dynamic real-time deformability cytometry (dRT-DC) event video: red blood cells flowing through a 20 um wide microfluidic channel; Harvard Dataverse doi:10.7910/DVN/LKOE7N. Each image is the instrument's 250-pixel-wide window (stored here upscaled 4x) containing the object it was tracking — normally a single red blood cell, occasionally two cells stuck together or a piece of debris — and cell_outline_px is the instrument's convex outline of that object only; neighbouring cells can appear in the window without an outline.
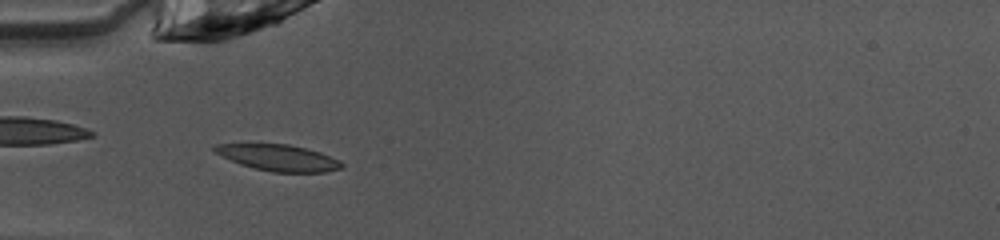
{"species": "common noctule bat (a hibernating species)", "species_latin": "Nyctalus noctula", "temperature_condition": "warm", "stored_images_in_passage": 36, "camera_frame_rate_fps": 3000, "um_per_image_px": 0.085, "animal": {"sex": "female", "body_mass_g": 10.0, "forearm_length_mm": 53.1}, "frame": {"image": 1, "passage_image": 2, "time_ms": 0.333, "image_size_px": [1000, 240], "cell_outline_px": [[344, 164], [340, 168], [324, 172], [272, 172], [240, 164], [216, 152], [212, 148], [216, 144], [288, 144], [320, 152], [340, 160]], "centroid_in_image_um": [23.7, 13.4], "position_along_channel_um": 61.3, "area_um2": 19.07}}
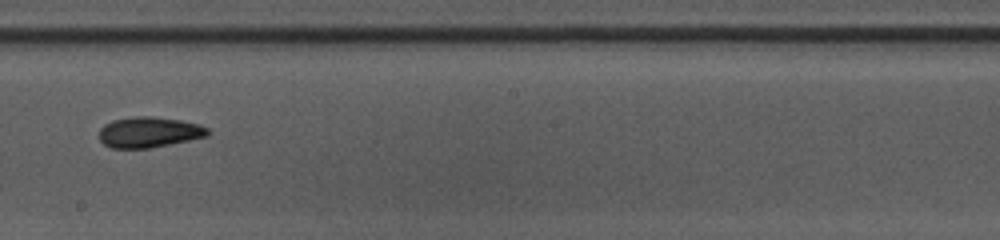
{"frame": {"image": 2, "passage_image": 15, "time_ms": 4.667, "image_size_px": [1000, 240], "cell_outline_px": [[208, 136], [152, 148], [112, 148], [104, 144], [100, 140], [100, 128], [104, 124], [112, 120], [136, 116], [152, 116], [180, 120], [200, 124], [208, 128]], "centroid_in_image_um": [12.67, 11.23], "position_along_channel_um": 235.5, "area_um2": 19.42}}
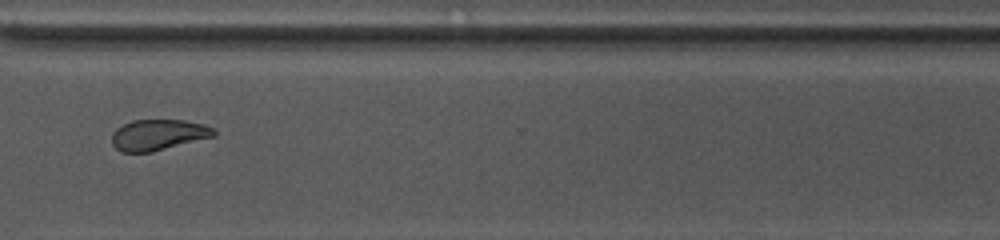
{"frame": {"image": 3, "passage_image": 24, "time_ms": 7.667, "image_size_px": [1000, 240], "cell_outline_px": [[216, 136], [152, 152], [120, 152], [112, 144], [112, 132], [116, 128], [132, 120], [184, 120], [204, 124], [212, 128], [216, 132]], "centroid_in_image_um": [13.45, 11.46], "position_along_channel_um": 357.2, "area_um2": 18.44}, "authors_computed_cell_mechanics": {"area_um2": 19.7098, "velocity_mm_per_s": 4.0632, "shape_relaxation_time_tau1_ms": 4.3856, "shape_relaxation_time_tau2_ms": 3.1403, "deformation_change_tau1": 0.1267, "deformation_change_tau2": 0.0887}}